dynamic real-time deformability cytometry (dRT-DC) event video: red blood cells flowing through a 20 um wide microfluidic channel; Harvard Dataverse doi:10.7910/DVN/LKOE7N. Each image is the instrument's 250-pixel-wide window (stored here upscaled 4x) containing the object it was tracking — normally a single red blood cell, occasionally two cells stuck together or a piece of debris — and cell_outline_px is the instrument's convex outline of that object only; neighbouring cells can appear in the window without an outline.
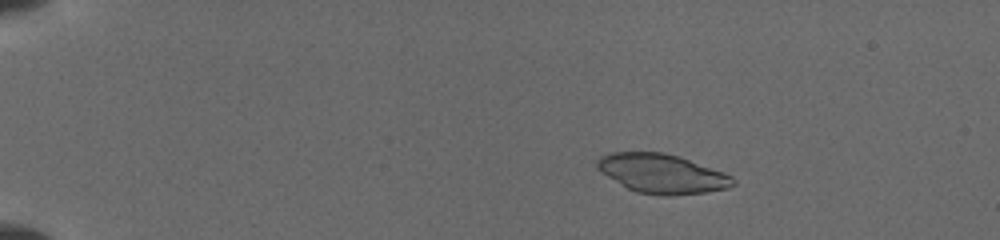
{"species": "common noctule bat (a hibernating species)", "species_latin": "Nyctalus noctula", "temperature_condition": "cold", "stored_images_in_passage": 12, "camera_frame_rate_fps": 3000, "um_per_image_px": 0.085, "animal": {"sex": "female", "body_mass_g": 19.5, "forearm_length_mm": 54.1}, "frame": {"image": 1, "passage_image": 4, "time_ms": 3.333, "image_size_px": [1000, 240], "cell_outline_px": [[736, 184], [728, 188], [704, 192], [668, 196], [664, 196], [636, 192], [628, 188], [600, 172], [596, 168], [596, 160], [600, 156], [608, 152], [664, 152], [680, 156], [724, 172], [732, 176], [736, 180]], "centroid_in_image_um": [56.27, 14.75], "position_along_channel_um": 28.7, "area_um2": 31.27}}